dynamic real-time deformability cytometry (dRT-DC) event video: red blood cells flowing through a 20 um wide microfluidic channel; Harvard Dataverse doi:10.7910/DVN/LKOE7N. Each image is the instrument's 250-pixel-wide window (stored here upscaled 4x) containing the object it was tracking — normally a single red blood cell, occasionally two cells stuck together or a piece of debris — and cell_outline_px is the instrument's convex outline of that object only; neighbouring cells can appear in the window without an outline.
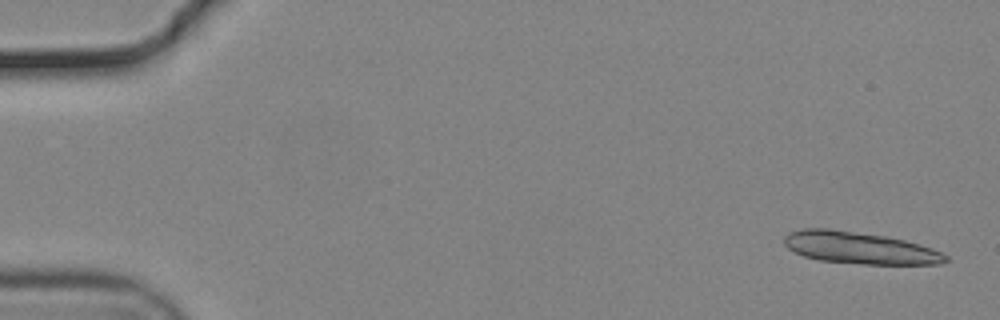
{"species": "common noctule bat (a hibernating species)", "species_latin": "Nyctalus noctula", "temperature_condition": "cold", "stored_images_in_passage": 15, "camera_frame_rate_fps": 3000, "um_per_image_px": 0.085, "animal": {"sex": "male", "body_mass_g": 19.2, "forearm_length_mm": 51.8}, "frame": {"image": 1, "passage_image": 1, "time_ms": 0.0, "image_size_px": [1000, 320], "cell_outline_px": [[948, 260], [940, 264], [864, 264], [820, 260], [804, 256], [788, 248], [784, 244], [784, 236], [792, 232], [804, 228], [828, 228], [884, 236], [904, 240], [920, 244], [932, 248], [948, 256]], "centroid_in_image_um": [73.07, 21.07], "position_along_channel_um": 11.9, "area_um2": 29.77}}